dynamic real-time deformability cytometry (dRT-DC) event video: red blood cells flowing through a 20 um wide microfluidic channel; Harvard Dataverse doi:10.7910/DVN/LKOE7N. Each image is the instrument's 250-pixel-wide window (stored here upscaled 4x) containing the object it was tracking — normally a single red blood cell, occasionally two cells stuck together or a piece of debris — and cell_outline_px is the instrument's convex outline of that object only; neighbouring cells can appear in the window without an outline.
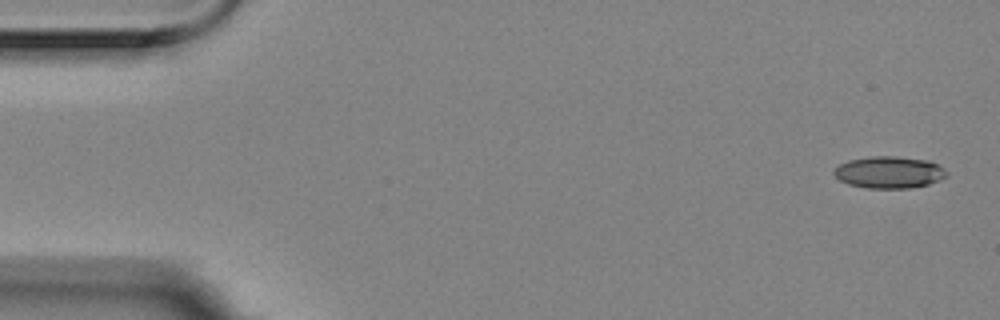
{"species": "Egyptian fruit bat (a non-hibernating species)", "species_latin": "Rousettus aegyptiacus", "temperature_condition": "room temperature", "stored_images_in_passage": 6, "camera_frame_rate_fps": 3000, "um_per_image_px": 0.085, "animal": {"sex": "female"}, "frame": {"image": 1, "passage_image": 1, "time_ms": 0.0, "image_size_px": [1000, 320], "cell_outline_px": [[948, 176], [940, 180], [928, 184], [908, 188], [868, 188], [848, 184], [840, 180], [832, 172], [840, 164], [848, 160], [872, 156], [896, 156], [928, 160], [944, 168], [948, 172]], "centroid_in_image_um": [75.6, 14.64], "position_along_channel_um": 9.4, "area_um2": 20.92}}